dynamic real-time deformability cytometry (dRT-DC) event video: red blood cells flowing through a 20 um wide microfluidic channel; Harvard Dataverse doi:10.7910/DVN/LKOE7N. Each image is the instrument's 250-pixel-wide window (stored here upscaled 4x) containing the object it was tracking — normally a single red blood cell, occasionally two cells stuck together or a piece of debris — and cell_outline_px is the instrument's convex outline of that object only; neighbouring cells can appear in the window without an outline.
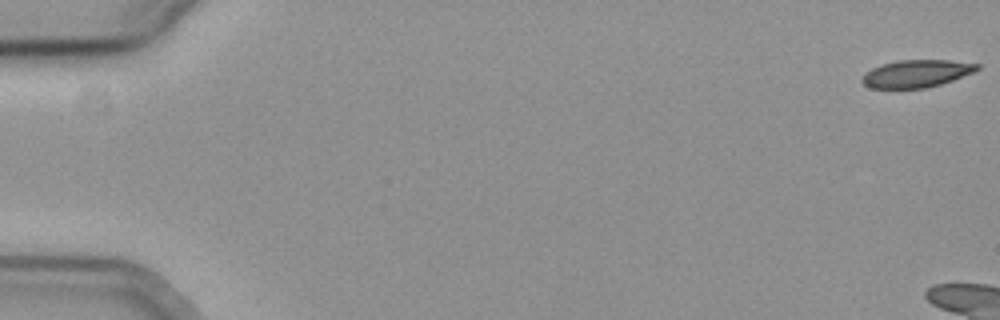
{"species": "common noctule bat (a hibernating species)", "species_latin": "Nyctalus noctula", "temperature_condition": "cold", "stored_images_in_passage": 22, "camera_frame_rate_fps": 3000, "um_per_image_px": 0.085, "animal": {"sex": "female", "body_mass_g": 19.3, "forearm_length_mm": 54.1}, "frame": {"image": 1, "passage_image": 1, "time_ms": 0.0, "image_size_px": [1000, 320], "cell_outline_px": [[980, 68], [972, 72], [952, 80], [928, 88], [872, 88], [864, 84], [860, 80], [864, 72], [872, 68], [884, 64], [900, 60], [948, 60], [980, 64]], "centroid_in_image_um": [77.87, 6.25], "position_along_channel_um": 7.1, "area_um2": 18.26}}
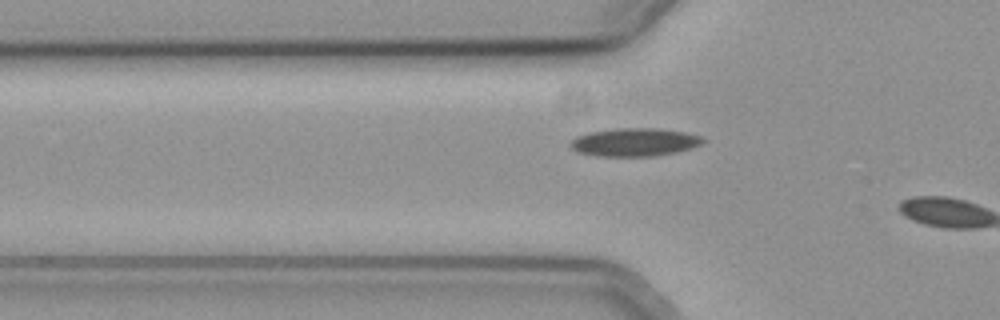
{"frame": {"image": 2, "passage_image": 20, "time_ms": 6.333, "image_size_px": [1000, 320], "cell_outline_px": [[708, 140], [692, 148], [676, 152], [656, 156], [596, 156], [576, 152], [568, 144], [576, 136], [588, 132], [616, 128], [660, 128], [684, 132], [700, 136]], "centroid_in_image_um": [53.92, 12.08], "position_along_channel_um": 71.9, "area_um2": 21.96}}